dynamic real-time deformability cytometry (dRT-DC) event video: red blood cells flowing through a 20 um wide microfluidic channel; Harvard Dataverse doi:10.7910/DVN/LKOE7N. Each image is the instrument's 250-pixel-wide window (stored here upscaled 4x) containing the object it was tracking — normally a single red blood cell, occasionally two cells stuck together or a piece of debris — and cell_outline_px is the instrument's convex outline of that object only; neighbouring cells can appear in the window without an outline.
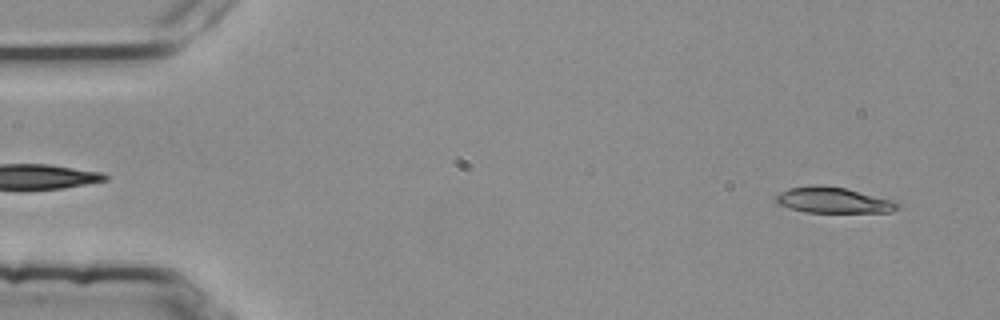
{"species": "common noctule bat (a hibernating species)", "species_latin": "Nyctalus noctula", "temperature_condition": "room temperature", "stored_images_in_passage": 53, "camera_frame_rate_fps": 3000, "um_per_image_px": 0.085, "animal": {"sex": "female", "body_mass_g": 25.1}, "frame": {"image": 1, "passage_image": 3, "time_ms": 0.667, "image_size_px": [1000, 320], "cell_outline_px": [[900, 208], [892, 212], [804, 212], [776, 204], [776, 196], [780, 192], [788, 188], [812, 184], [816, 184], [844, 188], [896, 200], [900, 204]], "centroid_in_image_um": [70.85, 17.01], "position_along_channel_um": 14.2, "area_um2": 18.5}}
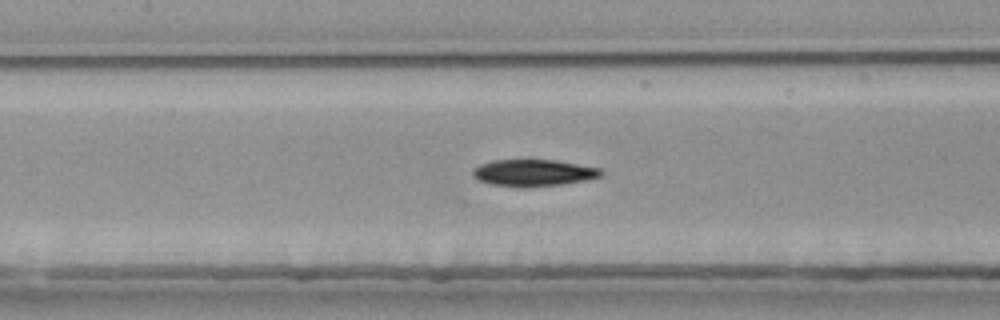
{"frame": {"image": 2, "passage_image": 24, "time_ms": 7.667, "image_size_px": [1000, 320], "cell_outline_px": [[604, 176], [584, 180], [560, 184], [492, 184], [480, 180], [472, 176], [472, 168], [480, 164], [492, 160], [556, 160], [600, 168], [604, 172]], "centroid_in_image_um": [45.38, 14.63], "position_along_channel_um": 162.0, "area_um2": 19.07}}
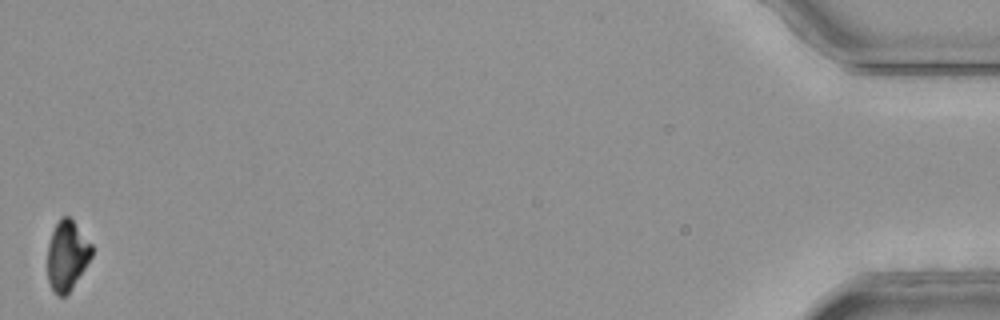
{"frame": {"image": 3, "passage_image": 53, "time_ms": 17.333, "image_size_px": [1000, 320], "cell_outline_px": [[92, 256], [72, 288], [64, 296], [60, 296], [52, 288], [48, 280], [48, 244], [52, 232], [60, 216], [68, 216], [72, 220], [92, 244]], "centroid_in_image_um": [5.7, 21.7], "position_along_channel_um": 429.5, "area_um2": 17.69}, "authors_computed_cell_mechanics": {"area_um2": 19.7098, "velocity_mm_per_s": 3.7913, "shape_relaxation_time_tau1_ms": 7.1669, "shape_relaxation_time_tau2_ms": null, "deformation_change_tau1": 0.214, "deformation_change_tau2": null}}